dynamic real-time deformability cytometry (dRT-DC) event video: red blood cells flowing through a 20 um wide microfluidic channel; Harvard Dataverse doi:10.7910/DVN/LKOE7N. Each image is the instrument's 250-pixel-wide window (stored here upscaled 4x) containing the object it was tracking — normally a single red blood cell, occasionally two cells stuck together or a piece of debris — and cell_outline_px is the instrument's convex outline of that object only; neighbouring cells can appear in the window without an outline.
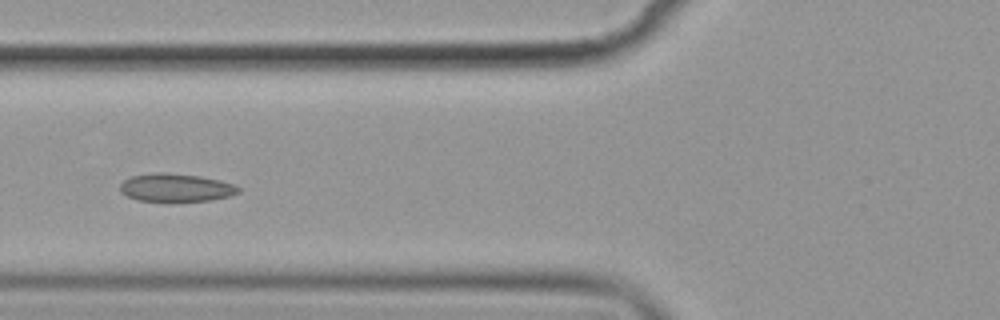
{"species": "common noctule bat (a hibernating species)", "species_latin": "Nyctalus noctula", "temperature_condition": "cold", "stored_images_in_passage": 8, "camera_frame_rate_fps": 3000, "um_per_image_px": 0.085, "animal": {"sex": "female", "body_mass_g": 19.9}, "frame": {"image": 1, "passage_image": 7, "time_ms": 7.0, "image_size_px": [1000, 320], "cell_outline_px": [[240, 192], [228, 196], [212, 200], [136, 200], [120, 192], [120, 184], [124, 180], [132, 176], [156, 172], [164, 172], [200, 176], [220, 180], [236, 184], [240, 188]], "centroid_in_image_um": [14.97, 15.93], "position_along_channel_um": 110.8, "area_um2": 19.13}}
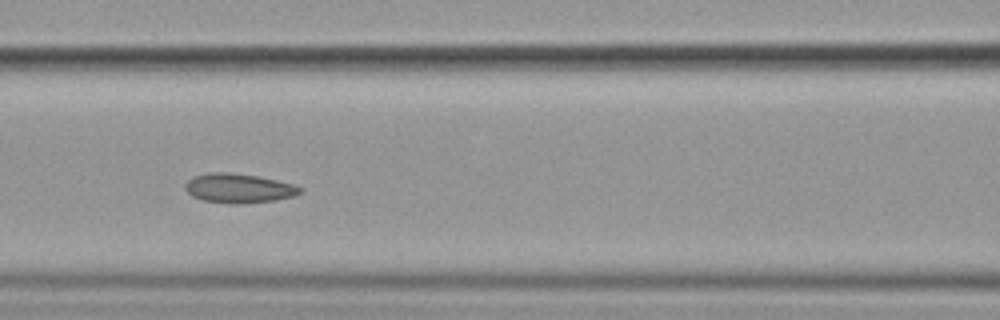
{"frame": {"image": 2, "passage_image": 8, "time_ms": 8.0, "image_size_px": [1000, 320], "cell_outline_px": [[304, 192], [296, 196], [272, 200], [236, 204], [232, 204], [204, 200], [192, 196], [184, 188], [184, 184], [192, 176], [208, 172], [228, 172], [256, 176], [276, 180], [292, 184], [304, 188]], "centroid_in_image_um": [20.29, 15.99], "position_along_channel_um": 146.3, "area_um2": 19.65}}